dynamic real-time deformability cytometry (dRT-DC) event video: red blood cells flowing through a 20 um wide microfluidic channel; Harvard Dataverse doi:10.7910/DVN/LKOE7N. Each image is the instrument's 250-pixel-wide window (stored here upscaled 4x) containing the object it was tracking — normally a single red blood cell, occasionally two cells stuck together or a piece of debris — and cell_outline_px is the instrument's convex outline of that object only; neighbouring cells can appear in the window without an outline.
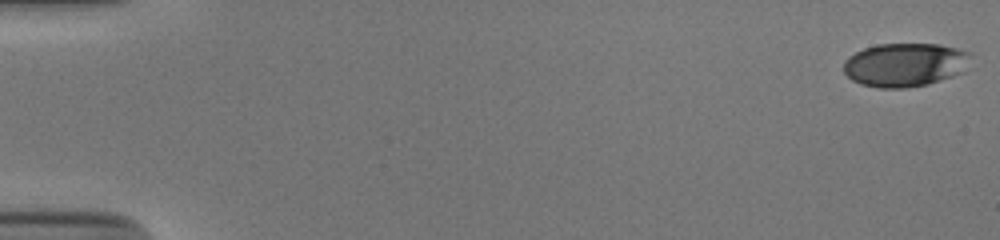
{"species": "human", "species_latin": "Homo sapiens", "temperature_condition": "cold", "stored_images_in_passage": 54, "camera_frame_rate_fps": 3000, "um_per_image_px": 0.085, "donor": {"sex": "male"}, "frame": {"image": 1, "passage_image": 1, "time_ms": 0.0, "image_size_px": [1000, 240], "cell_outline_px": [[972, 52], [960, 72], [952, 76], [928, 84], [908, 88], [880, 88], [860, 84], [852, 80], [844, 72], [844, 64], [848, 56], [864, 48], [876, 44], [936, 44], [956, 48]], "centroid_in_image_um": [76.87, 5.51], "position_along_channel_um": 8.1, "area_um2": 32.08}}
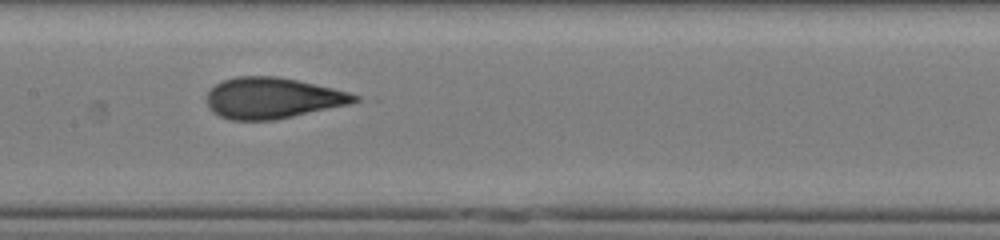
{"frame": {"image": 2, "passage_image": 28, "time_ms": 9.0, "image_size_px": [1000, 240], "cell_outline_px": [[360, 100], [352, 104], [272, 120], [232, 120], [220, 116], [212, 112], [208, 108], [208, 92], [216, 84], [224, 80], [236, 76], [276, 76], [296, 80], [332, 88], [348, 92], [360, 96]], "centroid_in_image_um": [23.17, 8.34], "position_along_channel_um": 184.2, "area_um2": 35.08}}
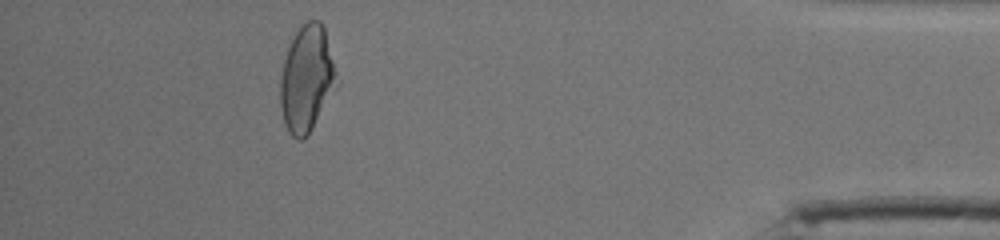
{"frame": {"image": 3, "passage_image": 49, "time_ms": 16.0, "image_size_px": [1000, 240], "cell_outline_px": [[336, 88], [308, 136], [300, 140], [296, 140], [288, 132], [284, 124], [280, 104], [280, 80], [284, 60], [288, 48], [296, 32], [308, 20], [320, 20], [324, 28], [336, 72]], "centroid_in_image_um": [26.06, 6.75], "position_along_channel_um": 409.1, "area_um2": 34.62}, "authors_computed_cell_mechanics": {"area_um2": 34.3332, "velocity_mm_per_s": 3.8818, "shape_relaxation_time_tau1_ms": 7.8316, "shape_relaxation_time_tau2_ms": 0.7814, "deformation_change_tau1": 0.262, "deformation_change_tau2": 0.0666}}